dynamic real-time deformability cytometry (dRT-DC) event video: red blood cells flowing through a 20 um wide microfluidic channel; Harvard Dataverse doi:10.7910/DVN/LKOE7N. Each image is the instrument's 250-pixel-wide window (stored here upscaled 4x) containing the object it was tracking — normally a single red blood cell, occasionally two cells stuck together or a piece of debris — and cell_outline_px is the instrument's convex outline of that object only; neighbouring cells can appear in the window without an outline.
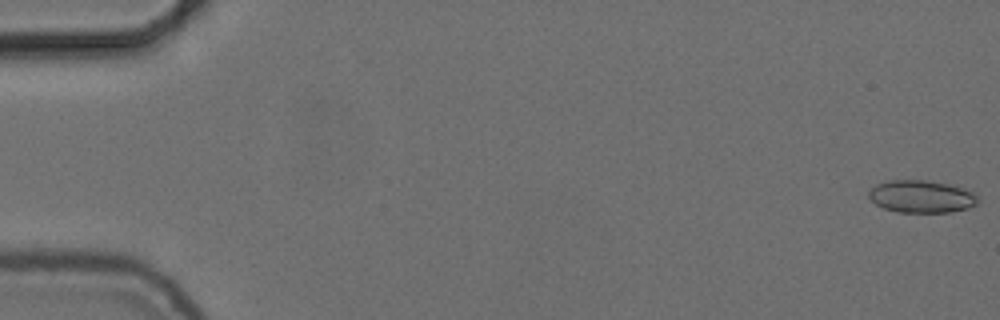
{"species": "common noctule bat (a hibernating species)", "species_latin": "Nyctalus noctula", "temperature_condition": "cold", "stored_images_in_passage": 55, "camera_frame_rate_fps": 3000, "um_per_image_px": 0.085, "animal": {"sex": "female", "body_mass_g": 24.6, "forearm_length_mm": 56.2}, "frame": {"image": 1, "passage_image": 1, "time_ms": 0.0, "image_size_px": [1000, 320], "cell_outline_px": [[976, 204], [968, 208], [952, 212], [900, 212], [884, 208], [876, 204], [868, 196], [868, 192], [876, 184], [888, 180], [924, 180], [948, 184], [964, 188], [972, 192], [976, 196]], "centroid_in_image_um": [78.3, 16.7], "position_along_channel_um": 6.7, "area_um2": 20.46}}
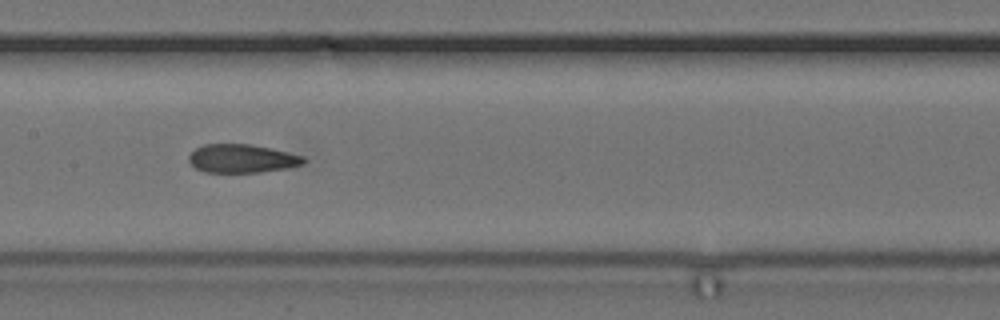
{"frame": {"image": 2, "passage_image": 28, "time_ms": 9.0, "image_size_px": [1000, 320], "cell_outline_px": [[308, 160], [304, 164], [288, 168], [260, 172], [204, 172], [196, 168], [188, 160], [188, 156], [196, 148], [204, 144], [252, 144], [272, 148], [304, 156]], "centroid_in_image_um": [20.61, 13.47], "position_along_channel_um": 186.8, "area_um2": 19.19}}
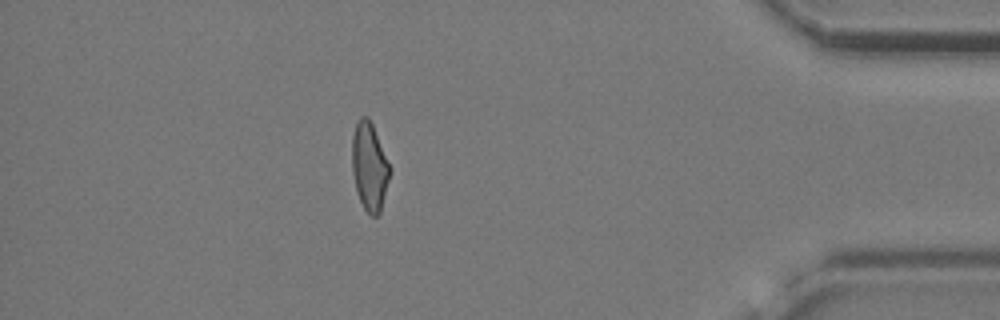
{"frame": {"image": 3, "passage_image": 49, "time_ms": 16.0, "image_size_px": [1000, 320], "cell_outline_px": [[392, 172], [380, 212], [376, 216], [372, 216], [364, 208], [356, 192], [352, 172], [352, 136], [356, 124], [360, 116], [368, 116], [372, 124], [392, 168]], "centroid_in_image_um": [31.42, 14.16], "position_along_channel_um": 403.8, "area_um2": 19.65}, "authors_computed_cell_mechanics": {"area_um2": 19.7098, "velocity_mm_per_s": 3.7336, "shape_relaxation_time_tau1_ms": null, "shape_relaxation_time_tau2_ms": 2.0629, "deformation_change_tau1": null, "deformation_change_tau2": 0.0935}}